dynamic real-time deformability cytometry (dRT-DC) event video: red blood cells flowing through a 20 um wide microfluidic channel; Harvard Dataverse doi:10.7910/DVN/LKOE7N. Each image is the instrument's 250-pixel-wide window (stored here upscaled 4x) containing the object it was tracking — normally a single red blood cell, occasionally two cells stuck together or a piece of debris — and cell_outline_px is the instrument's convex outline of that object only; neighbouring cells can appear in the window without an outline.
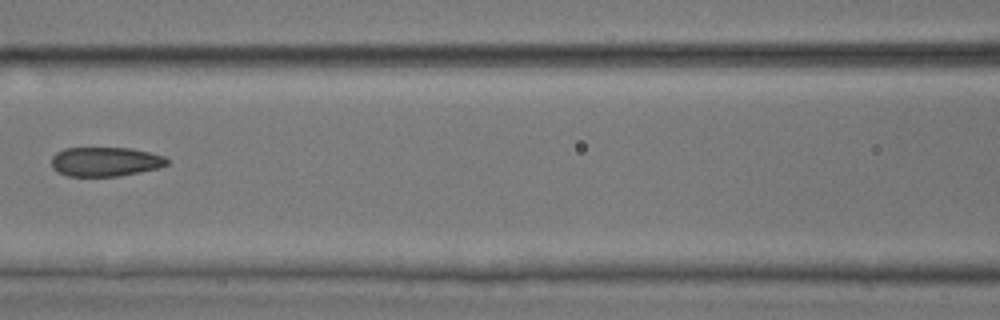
{"species": "common noctule bat (a hibernating species)", "species_latin": "Nyctalus noctula", "temperature_condition": "room temperature", "stored_images_in_passage": 6, "camera_frame_rate_fps": 3000, "um_per_image_px": 0.085, "animal": {"sex": "male", "body_mass_g": 17.9, "forearm_length_mm": 54.2}, "frame": {"image": 1, "passage_image": 6, "time_ms": 1.667, "image_size_px": [1000, 320], "cell_outline_px": [[168, 164], [160, 168], [120, 176], [68, 176], [56, 172], [52, 168], [52, 156], [56, 152], [64, 148], [132, 148], [164, 156], [168, 160]], "centroid_in_image_um": [8.94, 13.74], "position_along_channel_um": 157.7, "area_um2": 19.88}}